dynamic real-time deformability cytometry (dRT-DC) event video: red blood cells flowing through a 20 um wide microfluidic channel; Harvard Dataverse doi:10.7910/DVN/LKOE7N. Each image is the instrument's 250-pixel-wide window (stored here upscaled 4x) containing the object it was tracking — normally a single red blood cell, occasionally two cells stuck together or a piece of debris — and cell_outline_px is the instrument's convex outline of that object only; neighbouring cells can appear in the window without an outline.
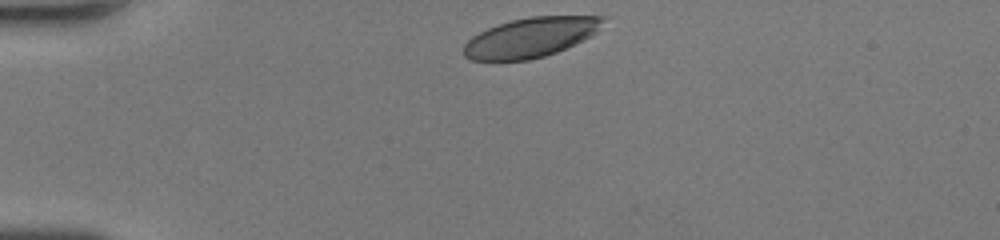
{"species": "human", "species_latin": "Homo sapiens", "temperature_condition": "room temperature", "stored_images_in_passage": 29, "camera_frame_rate_fps": 3000, "um_per_image_px": 0.085, "donor": {"sex": "female"}, "frame": {"image": 1, "passage_image": 1, "time_ms": 0.0, "image_size_px": [1000, 240], "cell_outline_px": [[612, 16], [592, 36], [584, 40], [556, 52], [544, 56], [528, 60], [472, 60], [464, 56], [464, 44], [472, 36], [488, 28], [512, 20], [532, 16]], "centroid_in_image_um": [45.17, 3.17], "position_along_channel_um": 39.8, "area_um2": 32.25}}
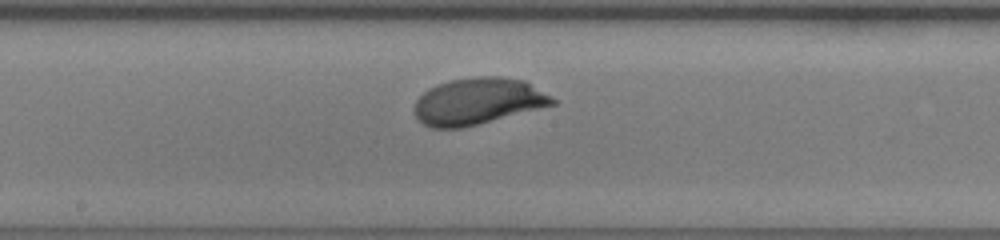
{"frame": {"image": 2, "passage_image": 16, "time_ms": 5.0, "image_size_px": [1000, 240], "cell_outline_px": [[556, 104], [460, 128], [432, 128], [416, 120], [416, 100], [428, 88], [448, 80], [480, 76], [496, 76], [524, 80], [552, 96], [556, 100]], "centroid_in_image_um": [40.61, 8.6], "position_along_channel_um": 207.6, "area_um2": 37.17}}
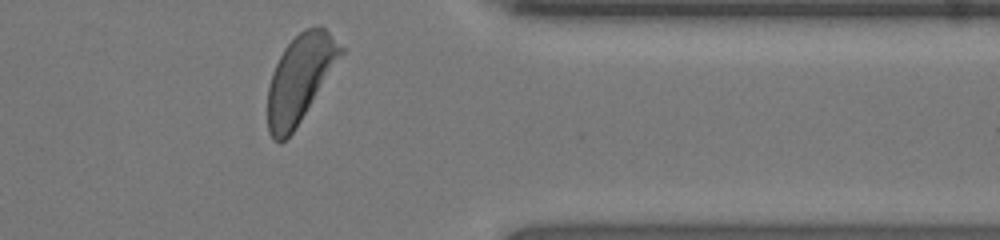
{"frame": {"image": 3, "passage_image": 29, "time_ms": 9.333, "image_size_px": [1000, 240], "cell_outline_px": [[348, 48], [292, 132], [280, 144], [272, 140], [268, 132], [268, 84], [272, 72], [284, 48], [304, 28], [316, 24], [324, 28]], "centroid_in_image_um": [25.53, 6.63], "position_along_channel_um": 385.9, "area_um2": 37.22}, "authors_computed_cell_mechanics": {"area_um2": 36.3562, "velocity_mm_per_s": 4.3113, "shape_relaxation_time_tau1_ms": 1.3636, "shape_relaxation_time_tau2_ms": null, "deformation_change_tau1": 0.1303, "deformation_change_tau2": null}}